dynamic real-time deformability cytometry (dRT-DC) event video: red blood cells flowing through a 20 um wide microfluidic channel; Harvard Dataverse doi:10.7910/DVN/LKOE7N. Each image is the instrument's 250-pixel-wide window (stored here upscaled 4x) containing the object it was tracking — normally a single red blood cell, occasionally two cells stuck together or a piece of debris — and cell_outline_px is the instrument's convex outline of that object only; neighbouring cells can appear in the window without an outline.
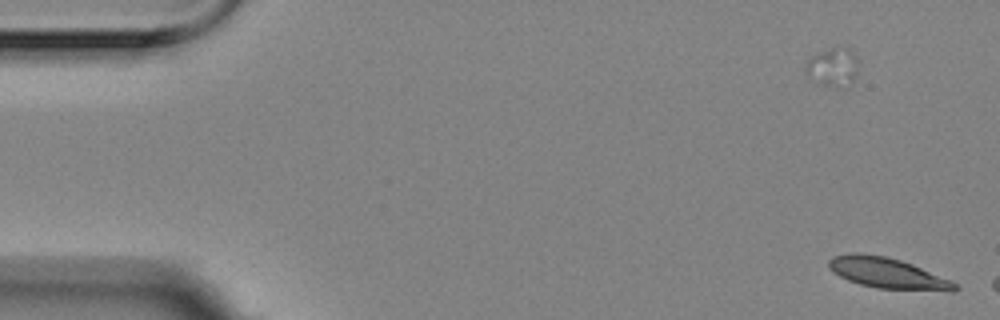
{"species": "Egyptian fruit bat (a non-hibernating species)", "species_latin": "Rousettus aegyptiacus", "temperature_condition": "room temperature", "stored_images_in_passage": 3, "camera_frame_rate_fps": 3000, "um_per_image_px": 0.085, "animal": {"sex": "female"}, "frame": {"image": 1, "passage_image": 1, "time_ms": 0.0, "image_size_px": [1000, 320], "cell_outline_px": [[960, 288], [956, 292], [952, 292], [876, 288], [860, 284], [848, 280], [832, 272], [828, 268], [828, 260], [832, 256], [852, 252], [860, 252], [884, 256], [900, 260], [912, 264], [952, 280]], "centroid_in_image_um": [75.46, 23.22], "position_along_channel_um": 9.5, "area_um2": 22.95}}